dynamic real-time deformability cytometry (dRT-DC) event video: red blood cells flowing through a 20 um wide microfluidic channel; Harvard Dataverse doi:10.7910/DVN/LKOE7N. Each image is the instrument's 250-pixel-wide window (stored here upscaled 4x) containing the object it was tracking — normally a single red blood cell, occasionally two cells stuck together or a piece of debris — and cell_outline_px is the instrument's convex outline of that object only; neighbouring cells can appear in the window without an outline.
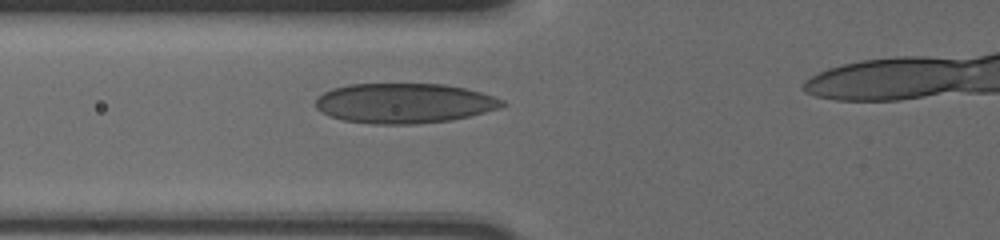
{"species": "human", "species_latin": "Homo sapiens", "temperature_condition": "cold", "stored_images_in_passage": 45, "camera_frame_rate_fps": 3000, "um_per_image_px": 0.085, "donor": {"sex": "male"}, "frame": {"image": 1, "passage_image": 16, "time_ms": 5.0, "image_size_px": [1000, 240], "cell_outline_px": [[508, 104], [500, 108], [468, 116], [448, 120], [412, 124], [372, 124], [344, 120], [320, 112], [316, 108], [316, 100], [324, 92], [332, 88], [348, 84], [444, 84], [464, 88], [480, 92], [504, 100]], "centroid_in_image_um": [34.35, 8.77], "position_along_channel_um": 91.5, "area_um2": 43.23}}
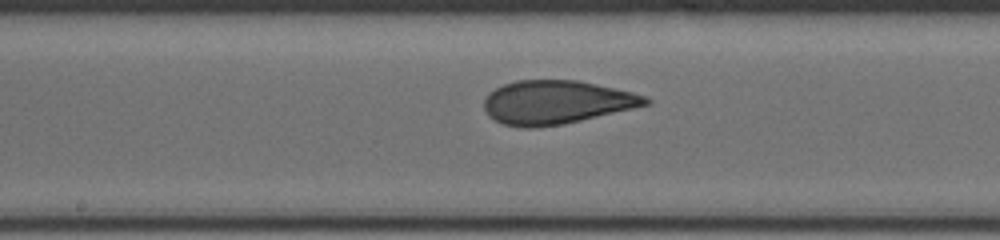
{"frame": {"image": 2, "passage_image": 25, "time_ms": 8.0, "image_size_px": [1000, 240], "cell_outline_px": [[652, 104], [564, 124], [532, 128], [524, 128], [504, 124], [488, 116], [484, 108], [484, 100], [488, 92], [504, 84], [516, 80], [576, 80], [596, 84], [632, 92], [644, 96], [652, 100]], "centroid_in_image_um": [47.28, 8.69], "position_along_channel_um": 200.9, "area_um2": 41.04}}
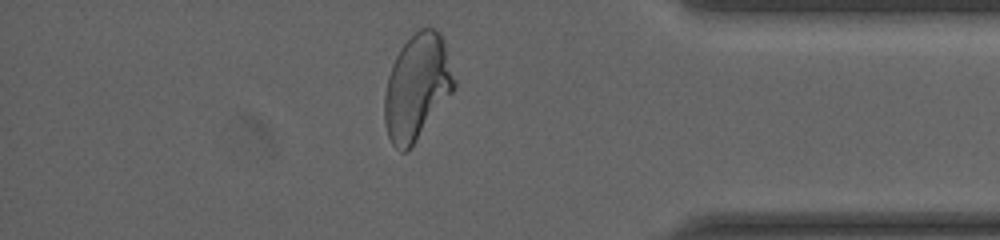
{"frame": {"image": 3, "passage_image": 43, "time_ms": 14.0, "image_size_px": [1000, 240], "cell_outline_px": [[456, 88], [412, 144], [404, 152], [400, 152], [392, 144], [388, 136], [384, 120], [384, 96], [388, 76], [392, 64], [400, 48], [420, 28], [432, 28], [440, 32], [444, 40], [456, 84]], "centroid_in_image_um": [35.44, 7.38], "position_along_channel_um": 399.8, "area_um2": 42.31}}